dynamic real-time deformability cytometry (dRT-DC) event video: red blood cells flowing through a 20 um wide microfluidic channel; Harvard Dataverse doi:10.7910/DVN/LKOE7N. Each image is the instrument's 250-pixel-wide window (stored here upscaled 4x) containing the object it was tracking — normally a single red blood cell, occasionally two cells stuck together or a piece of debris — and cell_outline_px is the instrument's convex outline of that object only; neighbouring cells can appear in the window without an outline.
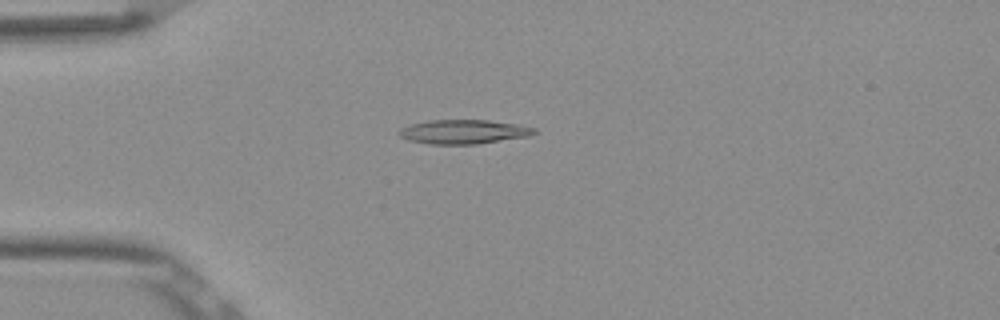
{"species": "Egyptian fruit bat (a non-hibernating species)", "species_latin": "Rousettus aegyptiacus", "temperature_condition": "room temperature", "stored_images_in_passage": 46, "camera_frame_rate_fps": 3000, "um_per_image_px": 0.085, "frame": {"image": 1, "passage_image": 8, "time_ms": 2.333, "image_size_px": [1000, 320], "cell_outline_px": [[536, 132], [528, 136], [476, 144], [428, 144], [408, 140], [400, 136], [396, 132], [400, 128], [412, 124], [428, 120], [488, 120], [536, 128]], "centroid_in_image_um": [39.33, 11.2], "position_along_channel_um": 45.7, "area_um2": 18.84}}
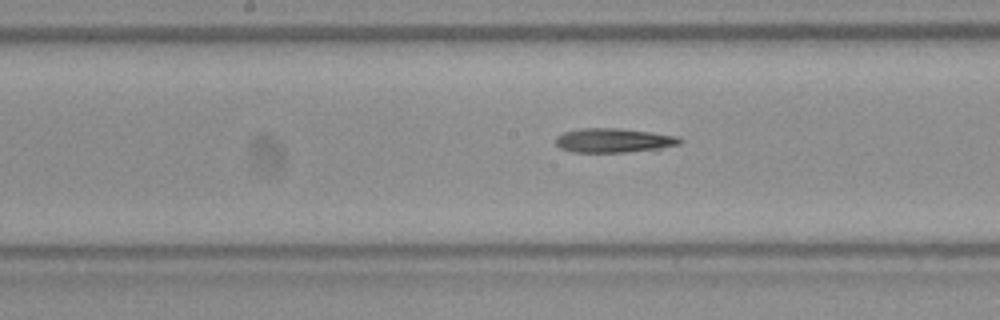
{"frame": {"image": 2, "passage_image": 21, "time_ms": 6.667, "image_size_px": [1000, 320], "cell_outline_px": [[684, 140], [680, 144], [656, 152], [572, 152], [560, 148], [556, 144], [556, 136], [564, 132], [580, 128], [616, 128], [652, 132], [676, 136]], "centroid_in_image_um": [52.26, 11.96], "position_along_channel_um": 195.9, "area_um2": 18.15}}
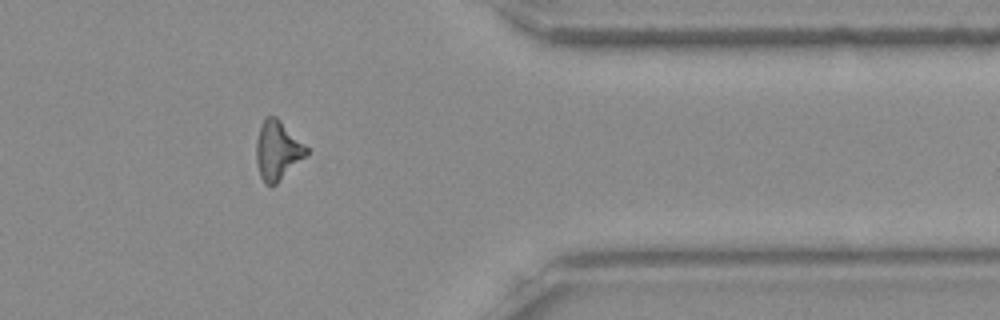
{"frame": {"image": 3, "passage_image": 37, "time_ms": 12.0, "image_size_px": [1000, 320], "cell_outline_px": [[308, 152], [276, 184], [264, 184], [260, 176], [256, 164], [256, 140], [260, 124], [264, 116], [276, 116], [308, 148]], "centroid_in_image_um": [23.53, 12.75], "position_along_channel_um": 387.9, "area_um2": 17.05}}